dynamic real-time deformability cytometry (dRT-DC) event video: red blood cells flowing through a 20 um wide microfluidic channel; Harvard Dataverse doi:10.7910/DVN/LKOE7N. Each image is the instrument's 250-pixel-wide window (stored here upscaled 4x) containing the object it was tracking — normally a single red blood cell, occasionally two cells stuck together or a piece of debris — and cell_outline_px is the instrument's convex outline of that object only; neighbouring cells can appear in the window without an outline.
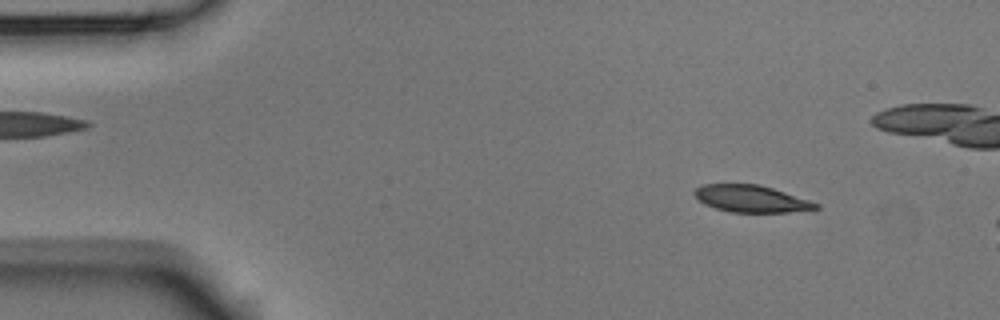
{"species": "Egyptian fruit bat (a non-hibernating species)", "species_latin": "Rousettus aegyptiacus", "temperature_condition": "room temperature", "stored_images_in_passage": 3, "camera_frame_rate_fps": 3000, "um_per_image_px": 0.085, "animal": {"sex": "male"}, "frame": {"image": 1, "passage_image": 1, "time_ms": 0.0, "image_size_px": [1000, 320], "cell_outline_px": [[820, 208], [788, 212], [728, 212], [704, 204], [692, 192], [696, 188], [704, 184], [760, 184], [820, 204]], "centroid_in_image_um": [63.83, 16.89], "position_along_channel_um": 21.2, "area_um2": 18.9}}